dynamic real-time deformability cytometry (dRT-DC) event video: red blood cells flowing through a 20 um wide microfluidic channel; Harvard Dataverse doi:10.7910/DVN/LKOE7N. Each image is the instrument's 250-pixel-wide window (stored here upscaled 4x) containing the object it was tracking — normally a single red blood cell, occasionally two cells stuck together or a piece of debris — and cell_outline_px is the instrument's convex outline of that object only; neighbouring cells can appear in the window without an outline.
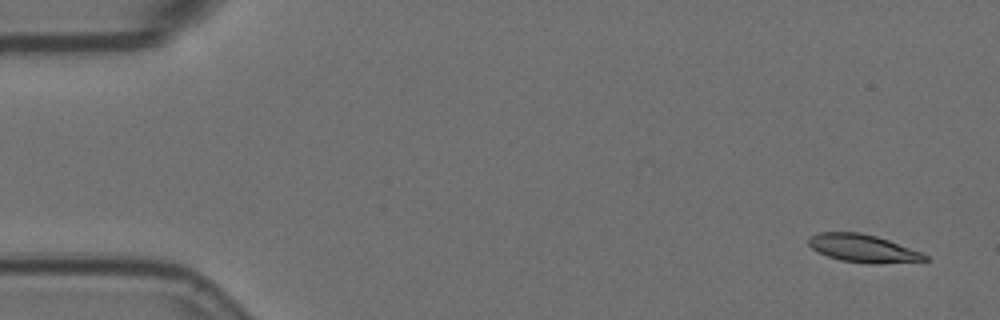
{"species": "Egyptian fruit bat (a non-hibernating species)", "species_latin": "Rousettus aegyptiacus", "temperature_condition": "room temperature", "stored_images_in_passage": 15, "segment_of_instrument_passage": [1, 2], "camera_frame_rate_fps": 3000, "um_per_image_px": 0.085, "animal": {"sex": "female"}, "frame": {"image": 1, "passage_image": 1, "time_ms": 0.0, "image_size_px": [1000, 320], "cell_outline_px": [[928, 260], [872, 264], [868, 264], [840, 260], [828, 256], [812, 248], [808, 244], [808, 236], [816, 232], [860, 232], [876, 236], [888, 240], [920, 252], [928, 256]], "centroid_in_image_um": [73.3, 21.1], "position_along_channel_um": 11.7, "area_um2": 18.73}}
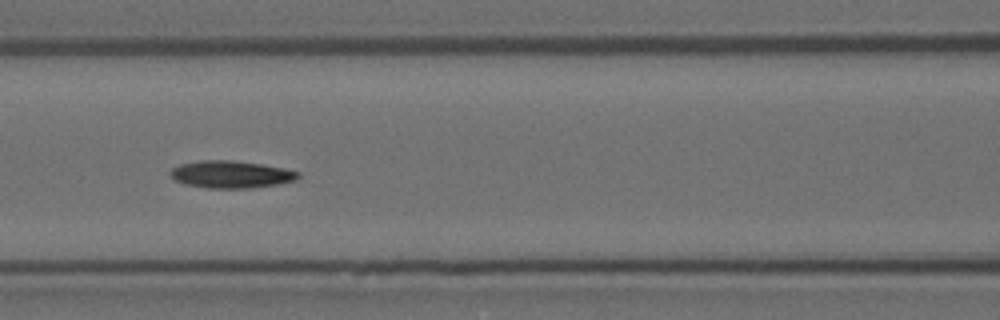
{"frame": {"image": 2, "passage_image": 6, "time_ms": 1.667, "image_size_px": [1000, 320], "cell_outline_px": [[300, 176], [296, 180], [276, 184], [248, 188], [204, 188], [184, 184], [176, 180], [168, 172], [172, 168], [180, 164], [200, 160], [232, 160], [260, 164], [284, 168], [300, 172]], "centroid_in_image_um": [19.61, 14.82], "position_along_channel_um": 147.0, "area_um2": 20.29}}
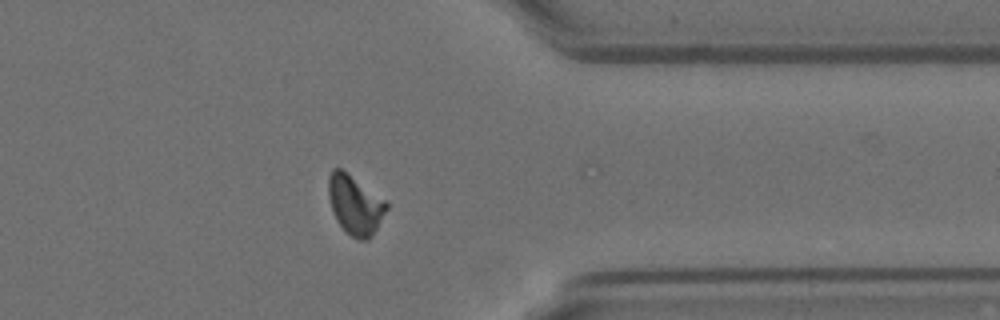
{"frame": {"image": 3, "passage_image": 12, "time_ms": 3.667, "image_size_px": [1000, 320], "cell_outline_px": [[388, 208], [372, 236], [368, 240], [356, 240], [336, 220], [332, 212], [328, 196], [328, 176], [332, 168], [340, 168], [384, 200], [388, 204]], "centroid_in_image_um": [30.15, 17.42], "position_along_channel_um": 381.2, "area_um2": 19.71}}